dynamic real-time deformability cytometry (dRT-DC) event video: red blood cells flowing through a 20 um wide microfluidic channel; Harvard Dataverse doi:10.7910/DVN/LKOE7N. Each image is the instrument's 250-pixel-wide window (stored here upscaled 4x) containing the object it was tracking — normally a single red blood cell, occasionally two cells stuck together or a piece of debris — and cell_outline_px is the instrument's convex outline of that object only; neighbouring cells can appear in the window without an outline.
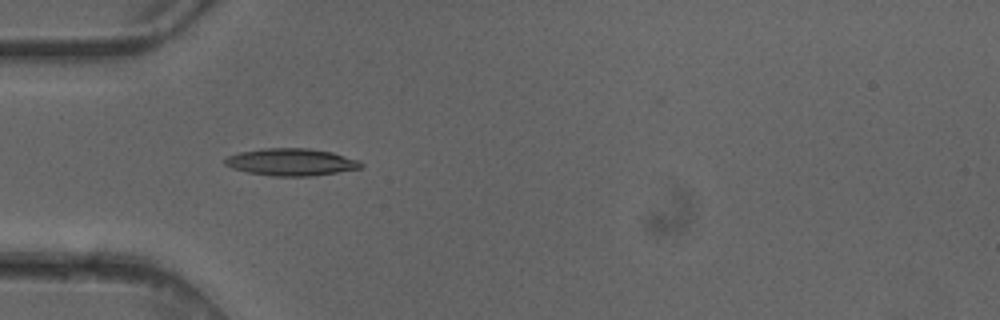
{"species": "common noctule bat (a hibernating species)", "species_latin": "Nyctalus noctula", "temperature_condition": "cold", "stored_images_in_passage": 6, "camera_frame_rate_fps": 3000, "um_per_image_px": 0.085, "animal": {"sex": "female"}, "frame": {"image": 1, "passage_image": 5, "time_ms": 1.333, "image_size_px": [1000, 320], "cell_outline_px": [[364, 168], [312, 176], [272, 176], [248, 172], [232, 168], [224, 164], [224, 156], [240, 152], [264, 148], [308, 148], [332, 152], [360, 160], [364, 164]], "centroid_in_image_um": [24.77, 13.77], "position_along_channel_um": 60.2, "area_um2": 21.79}}
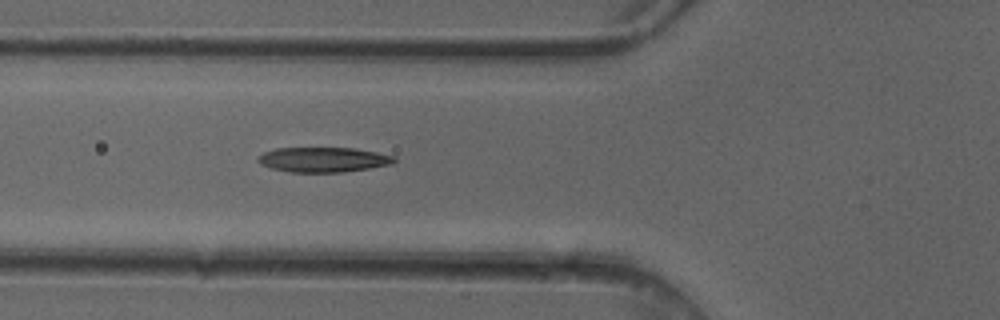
{"frame": {"image": 2, "passage_image": 6, "time_ms": 1.667, "image_size_px": [1000, 320], "cell_outline_px": [[396, 160], [392, 164], [344, 172], [288, 172], [272, 168], [260, 164], [256, 160], [264, 152], [276, 148], [356, 148], [396, 156]], "centroid_in_image_um": [27.49, 13.57], "position_along_channel_um": 98.3, "area_um2": 19.77}}